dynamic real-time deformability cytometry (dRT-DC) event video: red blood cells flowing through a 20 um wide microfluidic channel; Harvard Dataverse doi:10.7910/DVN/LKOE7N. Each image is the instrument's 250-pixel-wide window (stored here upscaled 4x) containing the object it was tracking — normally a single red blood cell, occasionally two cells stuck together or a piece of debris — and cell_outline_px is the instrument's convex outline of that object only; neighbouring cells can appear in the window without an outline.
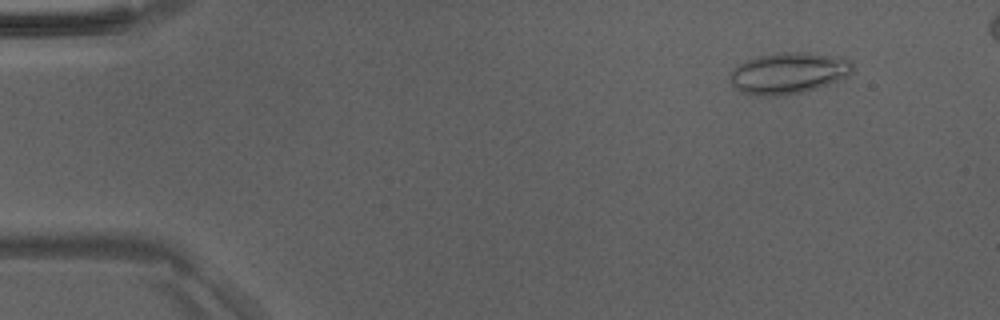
{"species": "Egyptian fruit bat (a non-hibernating species)", "species_latin": "Rousettus aegyptiacus", "temperature_condition": "room temperature", "stored_images_in_passage": 47, "camera_frame_rate_fps": 3000, "um_per_image_px": 0.085, "animal": {"sex": "male"}, "frame": {"image": 1, "passage_image": 5, "time_ms": 1.333, "image_size_px": [1000, 320], "cell_outline_px": [[852, 72], [844, 80], [816, 88], [784, 96], [756, 96], [740, 92], [732, 84], [728, 76], [736, 64], [744, 60], [756, 56], [776, 52], [800, 52], [840, 56], [852, 60]], "centroid_in_image_um": [67.01, 6.21], "position_along_channel_um": 18.0, "area_um2": 30.23}}
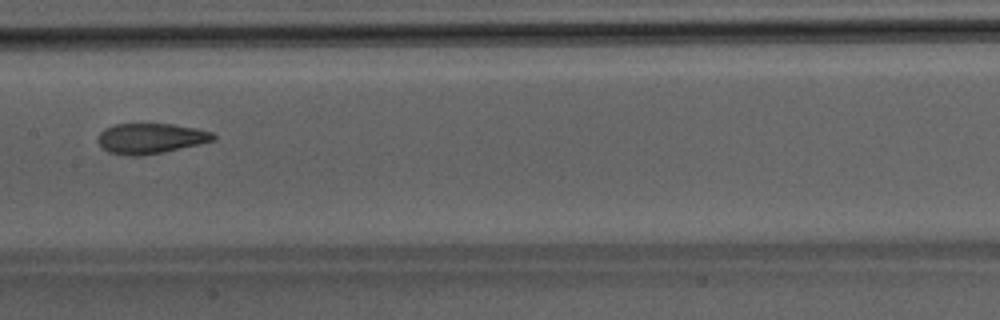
{"frame": {"image": 2, "passage_image": 25, "time_ms": 8.0, "image_size_px": [1000, 320], "cell_outline_px": [[216, 140], [200, 144], [164, 152], [140, 156], [124, 156], [108, 152], [96, 140], [96, 136], [104, 128], [116, 124], [172, 124], [196, 128], [212, 132], [216, 136]], "centroid_in_image_um": [12.79, 11.77], "position_along_channel_um": 194.6, "area_um2": 20.63}}
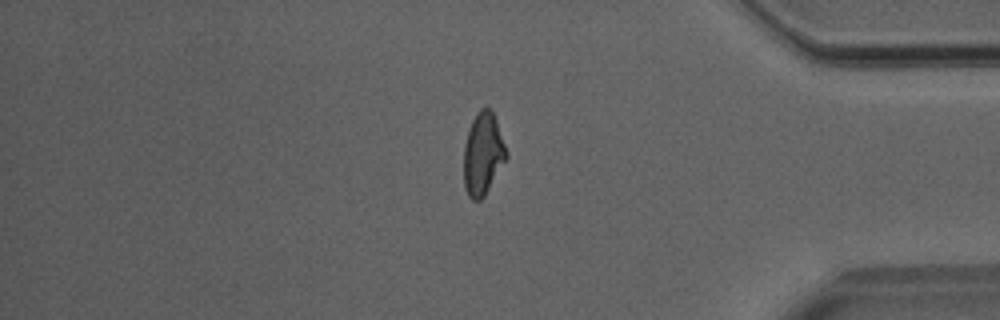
{"frame": {"image": 3, "passage_image": 41, "time_ms": 13.333, "image_size_px": [1000, 320], "cell_outline_px": [[508, 156], [484, 196], [480, 200], [472, 200], [468, 196], [464, 188], [464, 144], [468, 128], [476, 112], [480, 108], [488, 108], [492, 112], [496, 120], [508, 152]], "centroid_in_image_um": [41.03, 13.08], "position_along_channel_um": 394.2, "area_um2": 20.46}}